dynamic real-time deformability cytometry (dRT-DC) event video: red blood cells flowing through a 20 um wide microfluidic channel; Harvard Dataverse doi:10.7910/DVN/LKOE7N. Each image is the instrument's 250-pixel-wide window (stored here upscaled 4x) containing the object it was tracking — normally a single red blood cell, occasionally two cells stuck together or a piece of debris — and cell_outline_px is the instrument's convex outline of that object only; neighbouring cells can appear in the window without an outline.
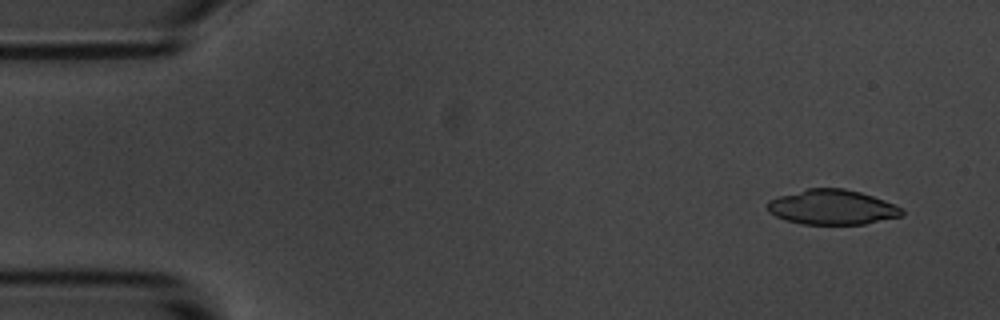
{"species": "common noctule bat (a hibernating species)", "species_latin": "Nyctalus noctula", "temperature_condition": "room temperature", "stored_images_in_passage": 5, "camera_frame_rate_fps": 3000, "um_per_image_px": 0.085, "animal": {"sex": "male", "body_mass_g": 20.1, "forearm_length_mm": 53.5}, "frame": {"image": 1, "passage_image": 1, "time_ms": 0.0, "image_size_px": [1000, 320], "cell_outline_px": [[904, 216], [864, 224], [800, 224], [784, 220], [768, 212], [768, 200], [780, 196], [808, 188], [844, 188], [860, 192], [884, 200], [900, 208], [904, 212]], "centroid_in_image_um": [70.72, 17.62], "position_along_channel_um": 14.3, "area_um2": 27.28}}